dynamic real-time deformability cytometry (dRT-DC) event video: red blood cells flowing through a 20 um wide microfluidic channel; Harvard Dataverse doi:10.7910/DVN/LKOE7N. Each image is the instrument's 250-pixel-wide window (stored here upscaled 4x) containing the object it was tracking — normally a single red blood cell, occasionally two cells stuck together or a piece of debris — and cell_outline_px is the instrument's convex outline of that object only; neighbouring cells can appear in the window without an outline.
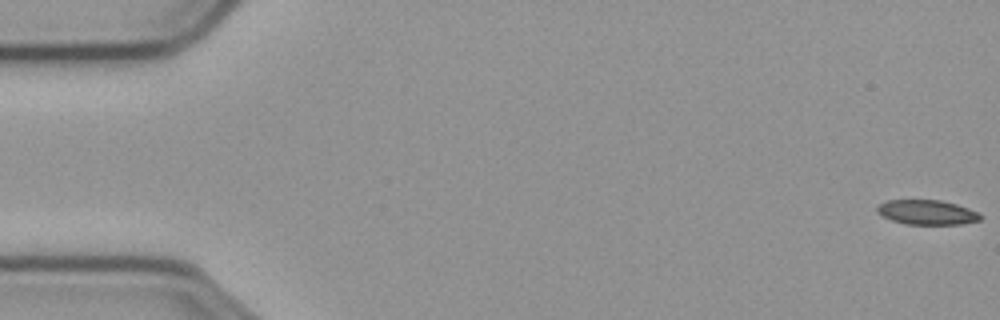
{"species": "common noctule bat (a hibernating species)", "species_latin": "Nyctalus noctula", "temperature_condition": "cold", "stored_images_in_passage": 58, "camera_frame_rate_fps": 3000, "um_per_image_px": 0.085, "animal": {"sex": "male", "body_mass_g": 23.1, "forearm_length_mm": 52.7}, "frame": {"image": 1, "passage_image": 1, "time_ms": 0.0, "image_size_px": [1000, 320], "cell_outline_px": [[984, 216], [980, 220], [960, 224], [904, 224], [892, 220], [876, 212], [876, 208], [880, 204], [888, 200], [940, 200], [956, 204], [980, 212]], "centroid_in_image_um": [78.83, 18.04], "position_along_channel_um": 6.2, "area_um2": 14.85}}
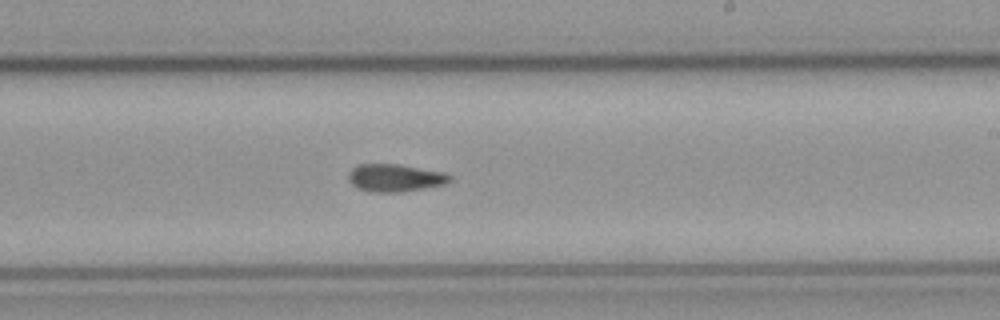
{"frame": {"image": 2, "passage_image": 34, "time_ms": 11.0, "image_size_px": [1000, 320], "cell_outline_px": [[452, 180], [444, 184], [400, 192], [372, 192], [360, 188], [352, 184], [348, 180], [348, 172], [352, 168], [360, 164], [400, 164], [444, 172], [452, 176]], "centroid_in_image_um": [33.58, 15.1], "position_along_channel_um": 255.4, "area_um2": 16.24}}
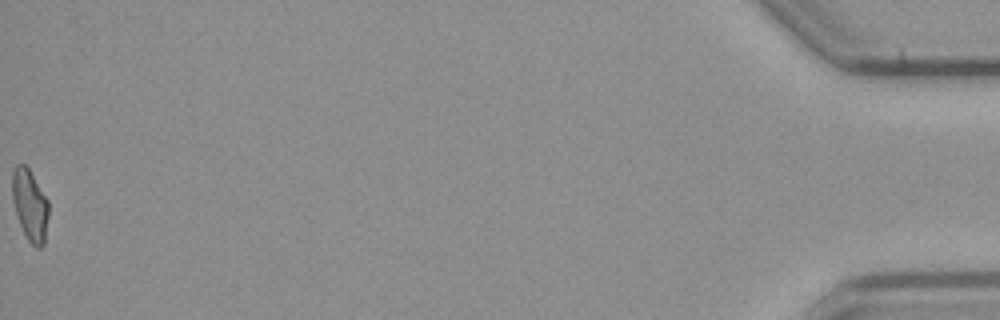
{"frame": {"image": 3, "passage_image": 58, "time_ms": 19.0, "image_size_px": [1000, 320], "cell_outline_px": [[48, 216], [44, 244], [40, 248], [36, 248], [28, 240], [20, 224], [12, 200], [12, 172], [16, 164], [24, 164], [28, 168], [48, 200]], "centroid_in_image_um": [2.54, 17.43], "position_along_channel_um": 432.7, "area_um2": 14.97}, "authors_computed_cell_mechanics": {"area_um2": 16.0395, "velocity_mm_per_s": 3.5964, "shape_relaxation_time_tau1_ms": null, "shape_relaxation_time_tau2_ms": 10.2683, "deformation_change_tau1": null, "deformation_change_tau2": 0.1572}}